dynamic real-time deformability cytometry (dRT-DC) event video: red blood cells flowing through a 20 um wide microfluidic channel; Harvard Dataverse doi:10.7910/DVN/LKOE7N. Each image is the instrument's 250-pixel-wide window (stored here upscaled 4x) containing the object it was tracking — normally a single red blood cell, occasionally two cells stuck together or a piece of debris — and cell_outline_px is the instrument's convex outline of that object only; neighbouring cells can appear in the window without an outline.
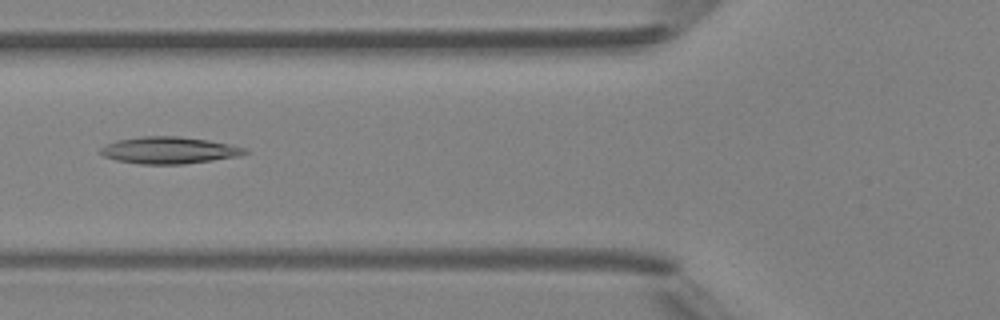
{"species": "Egyptian fruit bat (a non-hibernating species)", "species_latin": "Rousettus aegyptiacus", "temperature_condition": "room temperature", "stored_images_in_passage": 3, "camera_frame_rate_fps": 3000, "um_per_image_px": 0.085, "animal": {"sex": "female"}, "frame": {"image": 1, "passage_image": 2, "time_ms": 1.0, "image_size_px": [1000, 320], "cell_outline_px": [[248, 152], [240, 156], [184, 164], [140, 164], [116, 160], [104, 156], [100, 152], [100, 148], [116, 140], [140, 136], [176, 136], [208, 140], [248, 148]], "centroid_in_image_um": [14.38, 12.77], "position_along_channel_um": 111.4, "area_um2": 22.54}}
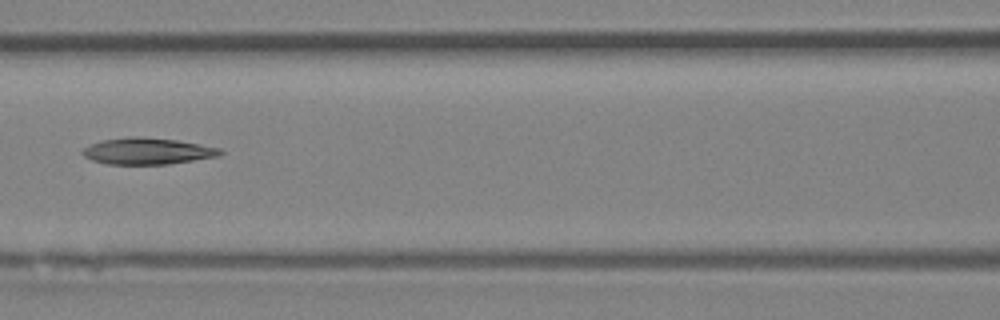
{"frame": {"image": 2, "passage_image": 3, "time_ms": 2.0, "image_size_px": [1000, 320], "cell_outline_px": [[224, 152], [216, 156], [168, 164], [108, 164], [92, 160], [84, 156], [80, 152], [84, 148], [92, 144], [104, 140], [128, 136], [132, 136], [176, 140], [220, 148]], "centroid_in_image_um": [12.5, 12.84], "position_along_channel_um": 154.1, "area_um2": 20.87}}